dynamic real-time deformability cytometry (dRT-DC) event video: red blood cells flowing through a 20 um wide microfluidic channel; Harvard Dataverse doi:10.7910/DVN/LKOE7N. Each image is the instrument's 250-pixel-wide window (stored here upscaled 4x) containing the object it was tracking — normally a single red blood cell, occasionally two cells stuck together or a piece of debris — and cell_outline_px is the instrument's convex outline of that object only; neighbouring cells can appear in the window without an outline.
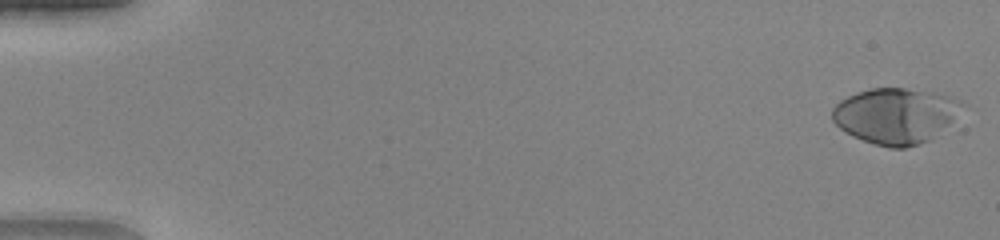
{"species": "human", "species_latin": "Homo sapiens", "temperature_condition": "warm", "stored_images_in_passage": 50, "camera_frame_rate_fps": 3000, "um_per_image_px": 0.085, "donor": {"sex": "female"}, "frame": {"image": 1, "passage_image": 1, "time_ms": 0.0, "image_size_px": [1000, 240], "cell_outline_px": [[968, 104], [948, 124], [928, 140], [920, 144], [904, 148], [888, 148], [852, 136], [844, 132], [832, 120], [832, 108], [840, 100], [856, 92], [872, 88], [904, 88], [932, 92], [964, 100]], "centroid_in_image_um": [76.12, 9.82], "position_along_channel_um": 8.9, "area_um2": 42.14}}
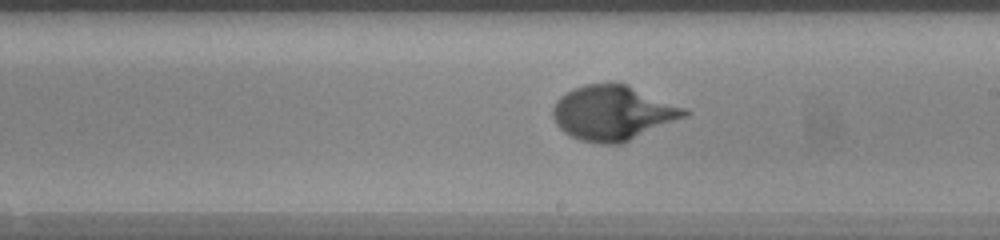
{"frame": {"image": 2, "passage_image": 30, "time_ms": 9.667, "image_size_px": [1000, 240], "cell_outline_px": [[692, 112], [688, 116], [620, 144], [600, 144], [580, 140], [564, 132], [556, 124], [552, 116], [552, 108], [556, 100], [560, 96], [572, 88], [584, 84], [628, 84], [688, 108]], "centroid_in_image_um": [52.12, 9.59], "position_along_channel_um": 236.9, "area_um2": 42.31}}
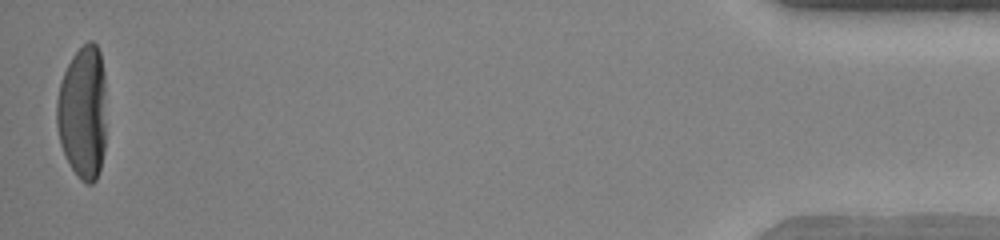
{"frame": {"image": 3, "passage_image": 50, "time_ms": 16.333, "image_size_px": [1000, 240], "cell_outline_px": [[104, 148], [100, 168], [96, 180], [92, 184], [88, 184], [80, 180], [72, 168], [60, 144], [56, 124], [56, 100], [60, 84], [64, 72], [72, 56], [88, 40], [92, 40], [96, 44], [100, 52], [104, 72]], "centroid_in_image_um": [7.02, 9.54], "position_along_channel_um": 428.2, "area_um2": 38.44}, "authors_computed_cell_mechanics": {"area_um2": 40.3733, "velocity_mm_per_s": 4.1175, "shape_relaxation_time_tau1_ms": 3.7645, "shape_relaxation_time_tau2_ms": null, "deformation_change_tau1": 0.2518, "deformation_change_tau2": null}}